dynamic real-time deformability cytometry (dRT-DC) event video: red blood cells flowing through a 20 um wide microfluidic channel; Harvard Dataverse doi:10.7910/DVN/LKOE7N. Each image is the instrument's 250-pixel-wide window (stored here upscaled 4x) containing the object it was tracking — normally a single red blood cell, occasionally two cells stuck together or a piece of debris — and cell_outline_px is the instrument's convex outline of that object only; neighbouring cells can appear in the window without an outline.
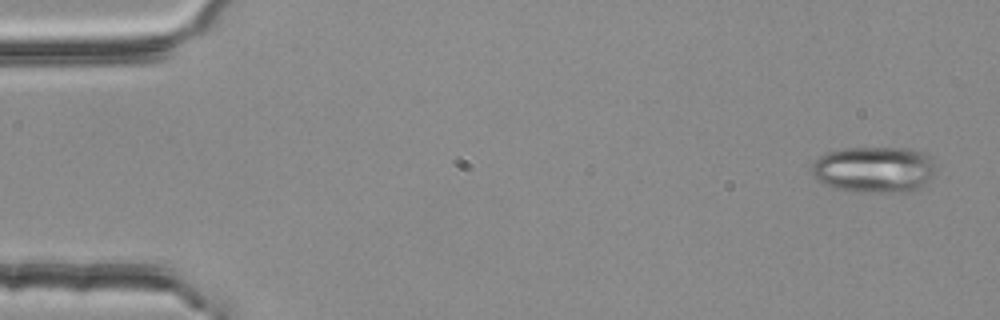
{"species": "common noctule bat (a hibernating species)", "species_latin": "Nyctalus noctula", "temperature_condition": "room temperature", "stored_images_in_passage": 4, "camera_frame_rate_fps": 3000, "um_per_image_px": 0.085, "animal": {"sex": "female", "body_mass_g": 25.1}, "frame": {"image": 1, "passage_image": 1, "time_ms": 0.0, "image_size_px": [1000, 320], "cell_outline_px": [[932, 176], [920, 188], [912, 192], [852, 192], [832, 188], [824, 184], [812, 172], [812, 164], [820, 156], [828, 152], [848, 148], [908, 148], [920, 152], [928, 156], [932, 164]], "centroid_in_image_um": [74.27, 14.43], "position_along_channel_um": 10.7, "area_um2": 33.12}}